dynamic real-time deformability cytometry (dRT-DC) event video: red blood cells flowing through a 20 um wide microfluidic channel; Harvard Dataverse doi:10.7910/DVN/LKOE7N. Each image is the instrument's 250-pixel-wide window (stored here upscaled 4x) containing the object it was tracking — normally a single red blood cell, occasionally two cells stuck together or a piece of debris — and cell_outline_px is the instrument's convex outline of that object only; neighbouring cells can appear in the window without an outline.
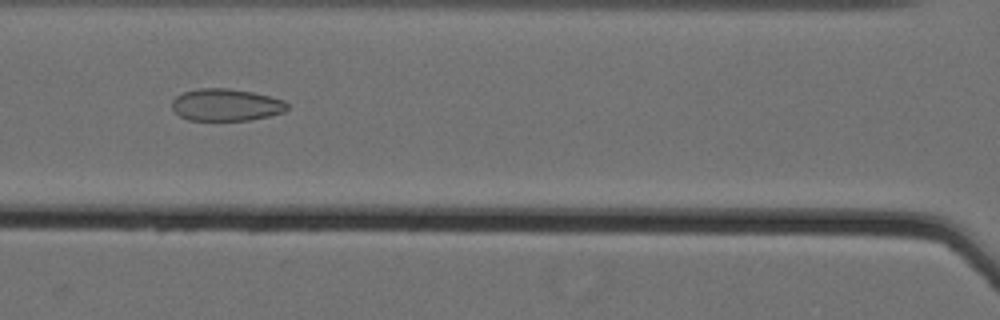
{"species": "Egyptian fruit bat (a non-hibernating species)", "species_latin": "Rousettus aegyptiacus", "temperature_condition": "cold", "stored_images_in_passage": 36, "camera_frame_rate_fps": 3000, "um_per_image_px": 0.085, "animal": {"sex": "female"}, "frame": {"image": 1, "passage_image": 7, "time_ms": 2.0, "image_size_px": [1000, 320], "cell_outline_px": [[288, 108], [284, 112], [268, 116], [248, 120], [188, 120], [180, 116], [172, 108], [172, 100], [176, 96], [184, 92], [200, 88], [228, 88], [252, 92], [284, 100], [288, 104]], "centroid_in_image_um": [19.21, 8.91], "position_along_channel_um": 147.4, "area_um2": 21.5}}
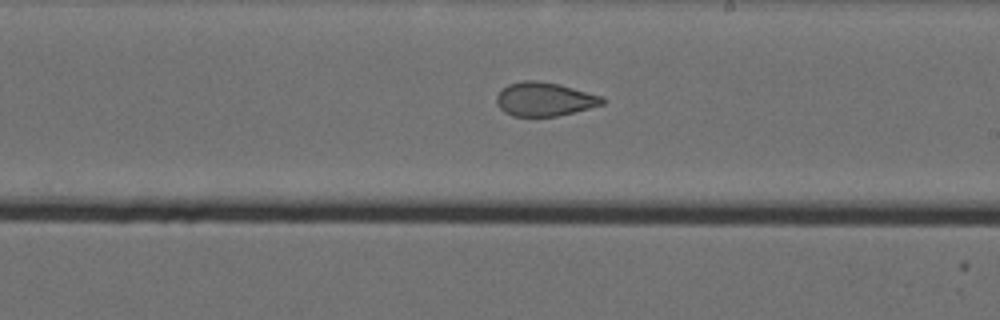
{"frame": {"image": 2, "passage_image": 15, "time_ms": 4.667, "image_size_px": [1000, 320], "cell_outline_px": [[608, 100], [604, 104], [556, 116], [512, 116], [504, 112], [496, 104], [496, 96], [508, 84], [524, 80], [536, 80], [560, 84], [600, 96]], "centroid_in_image_um": [46.26, 8.43], "position_along_channel_um": 242.7, "area_um2": 20.69}}
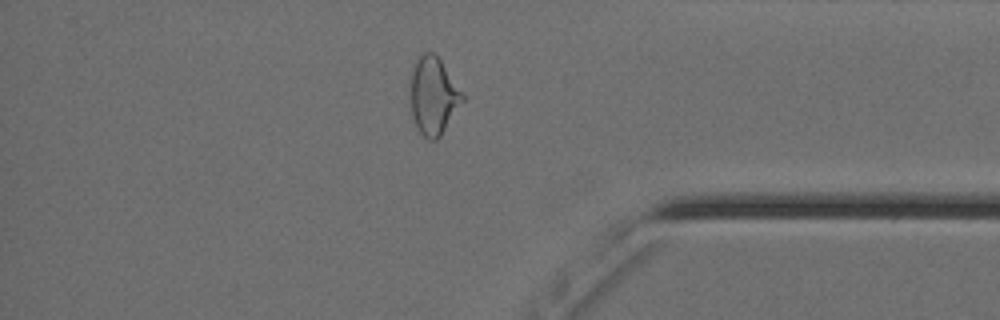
{"frame": {"image": 3, "passage_image": 29, "time_ms": 9.333, "image_size_px": [1000, 320], "cell_outline_px": [[464, 100], [440, 136], [436, 140], [428, 140], [420, 132], [412, 116], [412, 72], [420, 56], [424, 52], [432, 52], [440, 60], [464, 96]], "centroid_in_image_um": [36.85, 8.19], "position_along_channel_um": 398.3, "area_um2": 22.54}, "authors_computed_cell_mechanics": {"area_um2": 21.675, "velocity_mm_per_s": 3.5831, "shape_relaxation_time_tau1_ms": null, "shape_relaxation_time_tau2_ms": 1.4776, "deformation_change_tau1": null, "deformation_change_tau2": 0.0833}}